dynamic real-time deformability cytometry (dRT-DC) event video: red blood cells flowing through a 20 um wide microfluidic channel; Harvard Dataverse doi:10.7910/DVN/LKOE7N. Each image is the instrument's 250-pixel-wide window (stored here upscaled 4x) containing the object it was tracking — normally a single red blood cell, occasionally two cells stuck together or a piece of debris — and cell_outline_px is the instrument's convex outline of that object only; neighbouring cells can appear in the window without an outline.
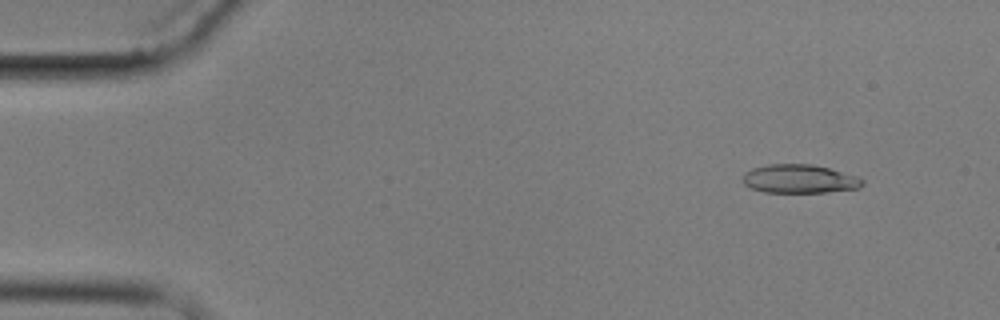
{"species": "common noctule bat (a hibernating species)", "species_latin": "Nyctalus noctula", "temperature_condition": "cold", "stored_images_in_passage": 5, "camera_frame_rate_fps": 3000, "um_per_image_px": 0.085, "animal": {"sex": "male", "body_mass_g": 17.9}, "frame": {"image": 1, "passage_image": 2, "time_ms": 1.0, "image_size_px": [1000, 320], "cell_outline_px": [[864, 184], [860, 188], [828, 192], [764, 192], [752, 188], [744, 184], [744, 172], [752, 168], [768, 164], [812, 164], [860, 176], [864, 180]], "centroid_in_image_um": [68.0, 15.2], "position_along_channel_um": 17.0, "area_um2": 20.06}}
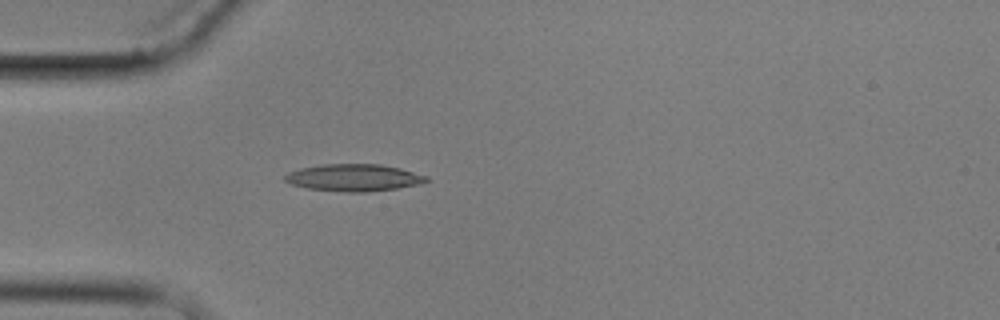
{"frame": {"image": 2, "passage_image": 5, "time_ms": 4.667, "image_size_px": [1000, 320], "cell_outline_px": [[428, 180], [420, 184], [396, 188], [364, 192], [348, 192], [308, 188], [292, 184], [284, 180], [284, 176], [288, 172], [300, 168], [320, 164], [380, 164], [400, 168], [428, 176]], "centroid_in_image_um": [30.07, 15.09], "position_along_channel_um": 54.9, "area_um2": 22.2}}